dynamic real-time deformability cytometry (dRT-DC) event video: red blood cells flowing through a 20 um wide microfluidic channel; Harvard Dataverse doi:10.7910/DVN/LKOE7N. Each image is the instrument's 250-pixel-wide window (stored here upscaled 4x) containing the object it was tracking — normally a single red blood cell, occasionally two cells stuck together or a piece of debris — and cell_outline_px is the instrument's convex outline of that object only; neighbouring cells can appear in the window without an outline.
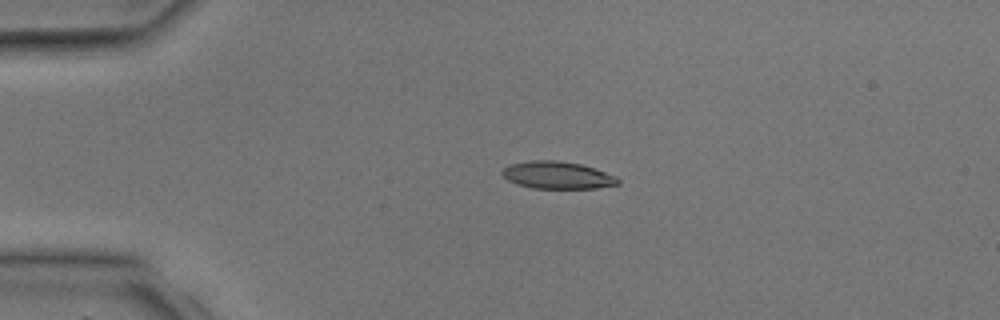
{"species": "common noctule bat (a hibernating species)", "species_latin": "Nyctalus noctula", "temperature_condition": "room temperature", "stored_images_in_passage": 4, "camera_frame_rate_fps": 3000, "um_per_image_px": 0.085, "animal": {"sex": "male", "body_mass_g": 17.9, "forearm_length_mm": 54.2}, "frame": {"image": 1, "passage_image": 3, "time_ms": 2.333, "image_size_px": [1000, 320], "cell_outline_px": [[620, 184], [596, 188], [532, 188], [516, 184], [508, 180], [500, 172], [504, 168], [512, 164], [528, 160], [556, 160], [580, 164], [616, 176], [620, 180]], "centroid_in_image_um": [47.36, 14.89], "position_along_channel_um": 37.6, "area_um2": 18.32}}